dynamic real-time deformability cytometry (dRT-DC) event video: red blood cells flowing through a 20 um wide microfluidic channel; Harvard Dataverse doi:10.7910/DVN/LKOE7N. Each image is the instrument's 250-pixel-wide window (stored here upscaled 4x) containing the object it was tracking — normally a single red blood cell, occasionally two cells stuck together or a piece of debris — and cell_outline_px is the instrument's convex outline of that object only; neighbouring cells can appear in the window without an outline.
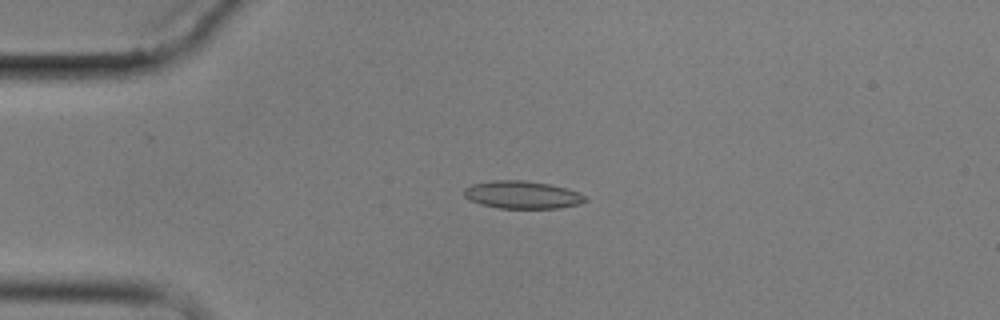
{"species": "common noctule bat (a hibernating species)", "species_latin": "Nyctalus noctula", "temperature_condition": "cold", "stored_images_in_passage": 4, "camera_frame_rate_fps": 3000, "um_per_image_px": 0.085, "animal": {"sex": "male", "body_mass_g": 17.9}, "frame": {"image": 1, "passage_image": 2, "time_ms": 2.0, "image_size_px": [1000, 320], "cell_outline_px": [[588, 200], [580, 204], [560, 208], [500, 208], [480, 204], [464, 196], [464, 188], [472, 184], [492, 180], [524, 180], [548, 184], [564, 188], [588, 196]], "centroid_in_image_um": [44.4, 16.56], "position_along_channel_um": 40.6, "area_um2": 19.48}}
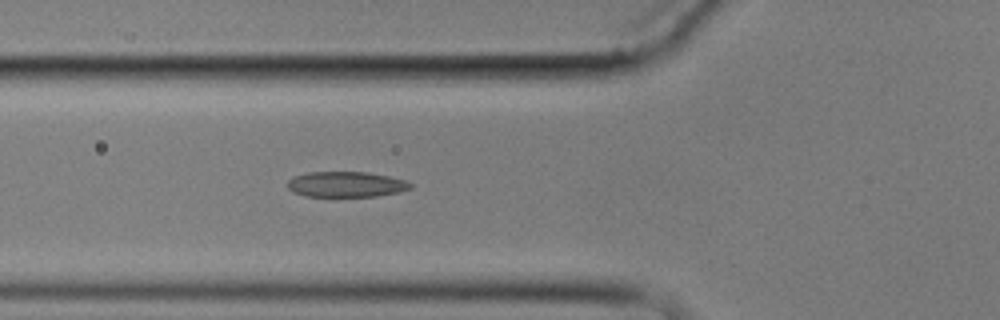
{"frame": {"image": 2, "passage_image": 4, "time_ms": 4.333, "image_size_px": [1000, 320], "cell_outline_px": [[412, 188], [400, 192], [376, 196], [304, 196], [292, 192], [288, 188], [288, 180], [292, 176], [308, 172], [368, 172], [388, 176], [404, 180], [412, 184]], "centroid_in_image_um": [29.39, 15.67], "position_along_channel_um": 96.4, "area_um2": 18.32}}